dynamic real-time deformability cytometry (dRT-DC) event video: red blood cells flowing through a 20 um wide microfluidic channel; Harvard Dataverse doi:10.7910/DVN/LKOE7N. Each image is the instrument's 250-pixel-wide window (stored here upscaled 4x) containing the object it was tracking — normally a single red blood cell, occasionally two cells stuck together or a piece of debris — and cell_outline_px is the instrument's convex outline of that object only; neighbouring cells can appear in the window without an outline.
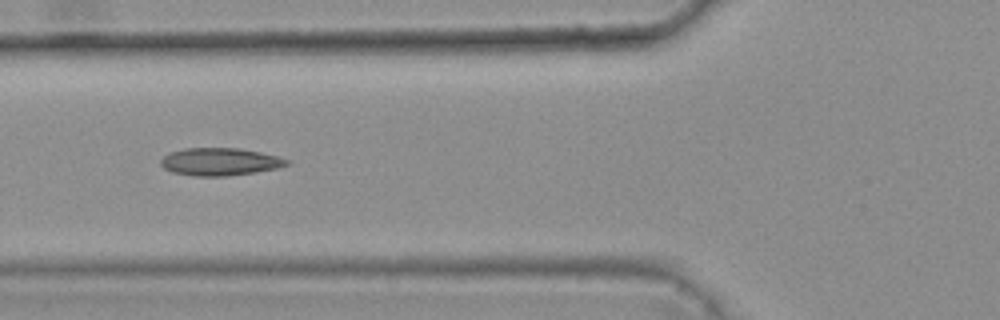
{"species": "common noctule bat (a hibernating species)", "species_latin": "Nyctalus noctula", "temperature_condition": "warm", "stored_images_in_passage": 5, "camera_frame_rate_fps": 3000, "um_per_image_px": 0.085, "animal": {"sex": "female", "body_mass_g": 25.1}, "frame": {"image": 1, "passage_image": 4, "time_ms": 1.0, "image_size_px": [1000, 320], "cell_outline_px": [[292, 164], [276, 168], [256, 172], [228, 176], [196, 176], [172, 172], [164, 168], [160, 164], [160, 160], [168, 152], [184, 148], [240, 148], [260, 152], [292, 160]], "centroid_in_image_um": [18.71, 13.74], "position_along_channel_um": 107.1, "area_um2": 20.46}}
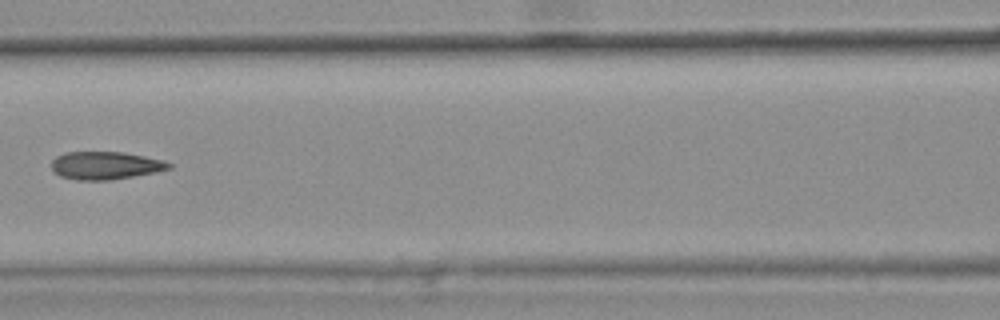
{"frame": {"image": 2, "passage_image": 5, "time_ms": 1.333, "image_size_px": [1000, 320], "cell_outline_px": [[172, 168], [156, 172], [112, 180], [76, 180], [60, 176], [52, 172], [52, 160], [56, 156], [64, 152], [124, 152], [164, 160], [172, 164]], "centroid_in_image_um": [8.95, 14.07], "position_along_channel_um": 157.6, "area_um2": 19.25}}